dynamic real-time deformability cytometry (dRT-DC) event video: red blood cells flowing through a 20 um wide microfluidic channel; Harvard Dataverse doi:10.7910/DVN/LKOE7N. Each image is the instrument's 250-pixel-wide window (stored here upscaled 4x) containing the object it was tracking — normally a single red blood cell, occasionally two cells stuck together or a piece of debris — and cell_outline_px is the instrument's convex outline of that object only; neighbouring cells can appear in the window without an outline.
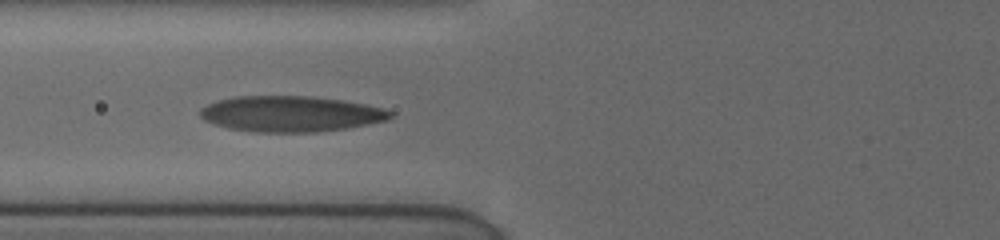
{"species": "human", "species_latin": "Homo sapiens", "temperature_condition": "cold", "stored_images_in_passage": 10, "camera_frame_rate_fps": 3000, "um_per_image_px": 0.085, "donor": {"sex": "female"}, "frame": {"image": 1, "passage_image": 5, "time_ms": 2.667, "image_size_px": [1000, 240], "cell_outline_px": [[392, 116], [388, 120], [344, 128], [316, 132], [252, 132], [228, 128], [212, 124], [204, 120], [200, 116], [200, 108], [208, 104], [220, 100], [236, 96], [308, 96], [340, 100], [364, 104], [380, 108], [392, 112]], "centroid_in_image_um": [24.65, 9.68], "position_along_channel_um": 101.2, "area_um2": 39.36}}
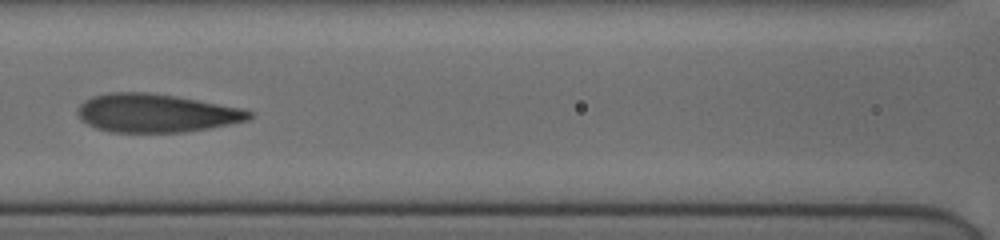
{"frame": {"image": 2, "passage_image": 7, "time_ms": 4.0, "image_size_px": [1000, 240], "cell_outline_px": [[252, 116], [248, 120], [208, 128], [184, 132], [112, 132], [96, 128], [80, 120], [76, 112], [80, 104], [84, 100], [92, 96], [108, 92], [148, 92], [176, 96], [244, 108], [252, 112]], "centroid_in_image_um": [13.23, 9.6], "position_along_channel_um": 153.4, "area_um2": 38.49}}
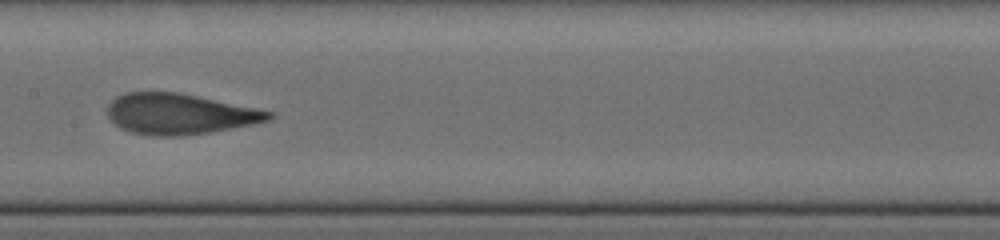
{"frame": {"image": 3, "passage_image": 9, "time_ms": 5.0, "image_size_px": [1000, 240], "cell_outline_px": [[276, 116], [268, 120], [252, 124], [212, 132], [180, 136], [152, 136], [132, 132], [120, 128], [108, 116], [108, 104], [116, 96], [124, 92], [180, 92], [272, 112]], "centroid_in_image_um": [15.23, 9.69], "position_along_channel_um": 192.2, "area_um2": 38.09}}